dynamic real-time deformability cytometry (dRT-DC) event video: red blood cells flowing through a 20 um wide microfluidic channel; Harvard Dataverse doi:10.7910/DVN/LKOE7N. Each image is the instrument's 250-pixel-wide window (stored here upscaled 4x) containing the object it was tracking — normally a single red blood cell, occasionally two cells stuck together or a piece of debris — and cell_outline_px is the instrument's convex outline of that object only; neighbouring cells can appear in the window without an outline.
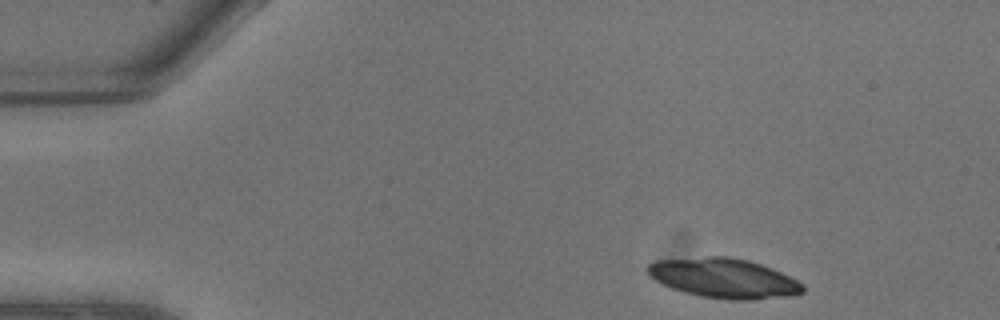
{"species": "common noctule bat (a hibernating species)", "species_latin": "Nyctalus noctula", "temperature_condition": "warm", "stored_images_in_passage": 6, "camera_frame_rate_fps": 3000, "um_per_image_px": 0.085, "animal": {"sex": "male", "body_mass_g": 13.3}, "frame": {"image": 1, "passage_image": 1, "time_ms": 0.0, "image_size_px": [1000, 320], "cell_outline_px": [[804, 292], [792, 296], [748, 300], [728, 300], [700, 296], [684, 292], [660, 284], [648, 276], [644, 272], [644, 268], [648, 264], [656, 260], [708, 256], [728, 256], [748, 260], [772, 268], [804, 284]], "centroid_in_image_um": [61.47, 23.64], "position_along_channel_um": 23.5, "area_um2": 36.36}}